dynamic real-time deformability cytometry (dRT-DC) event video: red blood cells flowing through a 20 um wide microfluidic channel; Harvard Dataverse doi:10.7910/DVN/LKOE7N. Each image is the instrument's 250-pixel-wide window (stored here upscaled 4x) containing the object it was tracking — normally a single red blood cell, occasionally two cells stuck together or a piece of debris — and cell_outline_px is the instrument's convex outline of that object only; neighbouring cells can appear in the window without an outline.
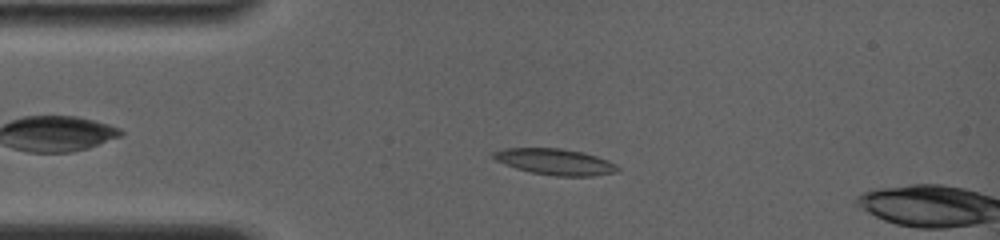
{"species": "common noctule bat (a hibernating species)", "species_latin": "Nyctalus noctula", "temperature_condition": "room temperature", "stored_images_in_passage": 10, "camera_frame_rate_fps": 4000, "um_per_image_px": 0.085, "animal": {"sex": "female", "body_mass_g": 19.0, "forearm_length_mm": 56.7}, "frame": {"image": 1, "passage_image": 6, "time_ms": 2.75, "image_size_px": [1000, 240], "cell_outline_px": [[620, 168], [616, 172], [592, 176], [556, 176], [532, 172], [516, 168], [496, 160], [492, 156], [492, 152], [504, 148], [560, 148], [584, 152], [608, 160], [616, 164]], "centroid_in_image_um": [47.21, 13.74], "position_along_channel_um": 37.8, "area_um2": 18.84}}
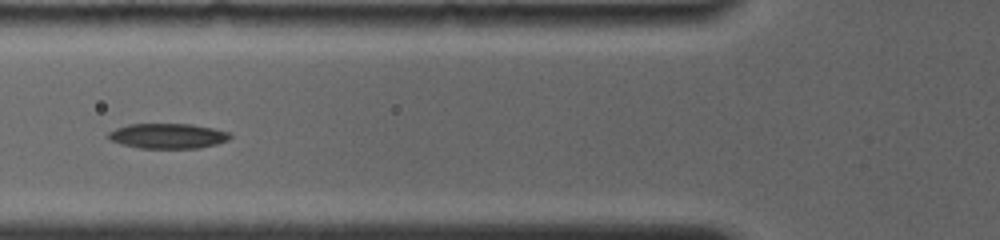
{"frame": {"image": 2, "passage_image": 9, "time_ms": 5.25, "image_size_px": [1000, 240], "cell_outline_px": [[232, 136], [228, 140], [216, 144], [200, 148], [140, 148], [120, 144], [112, 140], [108, 136], [108, 132], [116, 128], [128, 124], [192, 124], [212, 128], [228, 132]], "centroid_in_image_um": [14.26, 11.55], "position_along_channel_um": 111.5, "area_um2": 17.74}}